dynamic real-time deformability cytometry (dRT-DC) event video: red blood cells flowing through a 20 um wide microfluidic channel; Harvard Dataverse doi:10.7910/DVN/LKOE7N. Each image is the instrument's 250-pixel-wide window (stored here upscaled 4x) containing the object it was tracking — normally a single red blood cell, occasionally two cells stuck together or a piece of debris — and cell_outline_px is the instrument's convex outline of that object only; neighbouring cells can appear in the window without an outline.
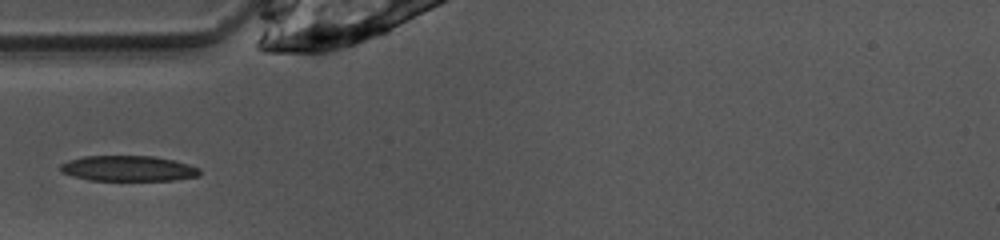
{"species": "common noctule bat (a hibernating species)", "species_latin": "Nyctalus noctula", "temperature_condition": "warm", "stored_images_in_passage": 25, "camera_frame_rate_fps": 3000, "um_per_image_px": 0.085, "animal": {"sex": "female", "body_mass_g": 10.0, "forearm_length_mm": 53.1}, "frame": {"image": 1, "passage_image": 1, "time_ms": 0.0, "image_size_px": [1000, 240], "cell_outline_px": [[200, 176], [176, 180], [88, 180], [72, 176], [60, 172], [60, 164], [68, 160], [84, 156], [152, 156], [176, 160], [200, 168]], "centroid_in_image_um": [10.9, 14.32], "position_along_channel_um": 74.1, "area_um2": 20.87}}
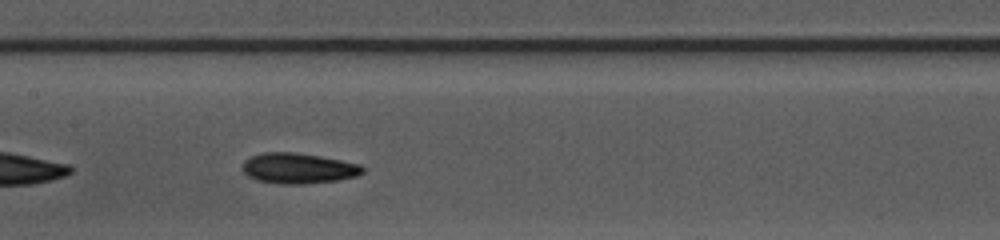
{"frame": {"image": 2, "passage_image": 9, "time_ms": 2.667, "image_size_px": [1000, 240], "cell_outline_px": [[364, 172], [356, 176], [336, 180], [308, 184], [280, 184], [256, 180], [248, 176], [240, 168], [244, 160], [248, 156], [264, 152], [292, 152], [320, 156], [360, 164], [364, 168]], "centroid_in_image_um": [25.3, 14.3], "position_along_channel_um": 182.1, "area_um2": 21.56}}
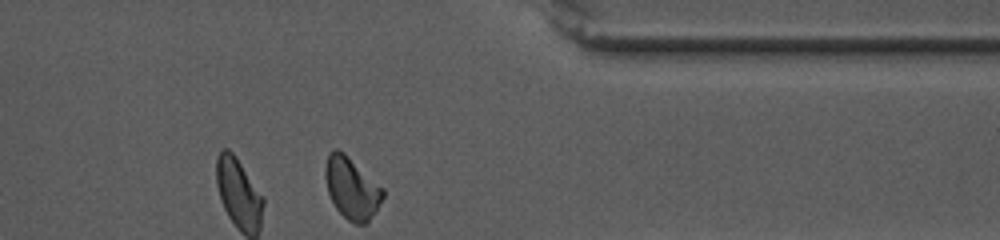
{"frame": {"image": 3, "passage_image": 25, "time_ms": 8.0, "image_size_px": [1000, 240], "cell_outline_px": [[384, 196], [376, 212], [364, 224], [356, 224], [348, 220], [336, 208], [328, 192], [324, 176], [324, 168], [328, 152], [332, 148], [336, 148], [344, 152], [384, 188]], "centroid_in_image_um": [29.89, 15.95], "position_along_channel_um": 381.5, "area_um2": 20.87}}